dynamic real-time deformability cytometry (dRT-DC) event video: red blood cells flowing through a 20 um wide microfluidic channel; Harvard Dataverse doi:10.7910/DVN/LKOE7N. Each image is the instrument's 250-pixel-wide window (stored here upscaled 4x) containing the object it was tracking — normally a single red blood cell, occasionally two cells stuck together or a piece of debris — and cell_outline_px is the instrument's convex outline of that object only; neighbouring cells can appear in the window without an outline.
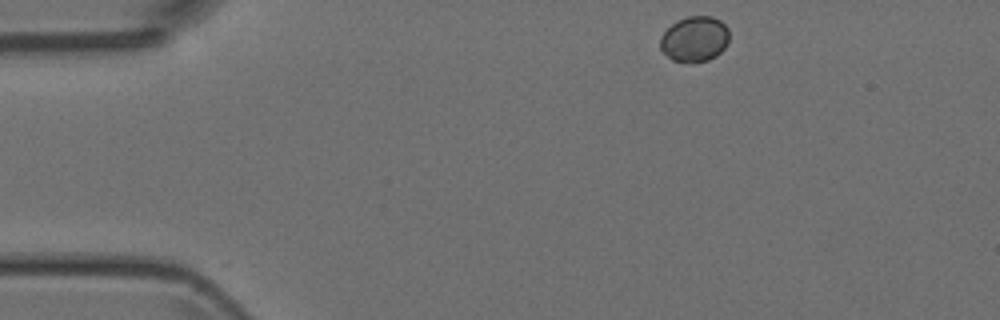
{"species": "Egyptian fruit bat (a non-hibernating species)", "species_latin": "Rousettus aegyptiacus", "temperature_condition": "room temperature", "stored_images_in_passage": 44, "camera_frame_rate_fps": 3000, "um_per_image_px": 0.085, "animal": {"sex": "female"}, "frame": {"image": 1, "passage_image": 1, "time_ms": 0.0, "image_size_px": [1000, 320], "cell_outline_px": [[728, 40], [724, 48], [716, 56], [708, 60], [672, 60], [660, 48], [660, 36], [676, 20], [688, 16], [712, 16], [720, 20], [728, 28]], "centroid_in_image_um": [59.04, 3.27], "position_along_channel_um": 26.0, "area_um2": 17.92}}
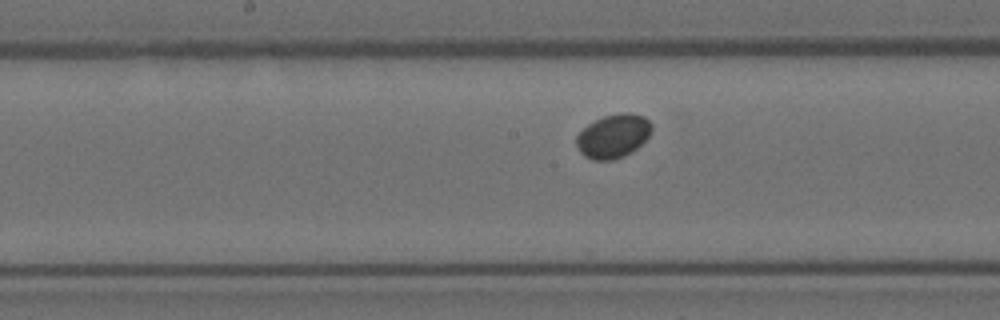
{"frame": {"image": 2, "passage_image": 19, "time_ms": 6.0, "image_size_px": [1000, 320], "cell_outline_px": [[652, 128], [648, 136], [636, 148], [624, 156], [612, 160], [592, 160], [584, 156], [580, 152], [576, 144], [576, 136], [588, 124], [604, 116], [624, 112], [628, 112], [644, 116], [652, 124]], "centroid_in_image_um": [52.11, 11.56], "position_along_channel_um": 196.1, "area_um2": 19.02}}
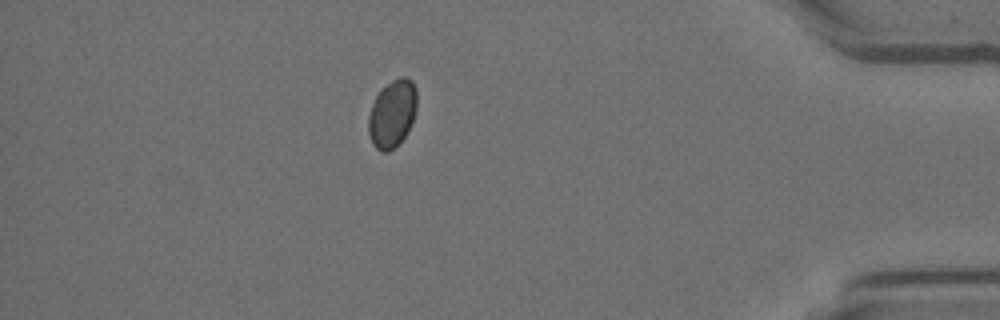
{"frame": {"image": 3, "passage_image": 38, "time_ms": 12.333, "image_size_px": [1000, 320], "cell_outline_px": [[416, 108], [408, 132], [388, 152], [380, 152], [372, 144], [368, 132], [368, 116], [372, 104], [376, 96], [392, 80], [400, 76], [408, 76], [412, 80], [416, 88]], "centroid_in_image_um": [33.33, 9.65], "position_along_channel_um": 401.9, "area_um2": 18.96}}